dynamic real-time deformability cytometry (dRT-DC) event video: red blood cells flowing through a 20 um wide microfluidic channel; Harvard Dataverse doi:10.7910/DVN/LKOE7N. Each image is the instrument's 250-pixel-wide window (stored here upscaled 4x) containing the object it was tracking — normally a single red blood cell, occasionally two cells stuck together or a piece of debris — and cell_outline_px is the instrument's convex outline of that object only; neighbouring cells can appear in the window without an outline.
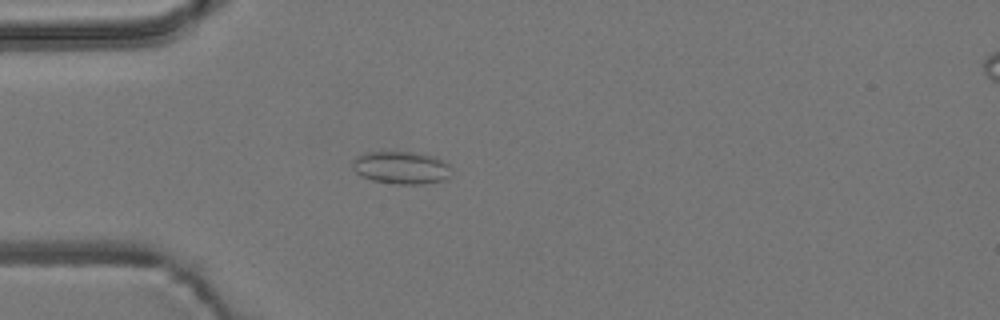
{"species": "common noctule bat (a hibernating species)", "species_latin": "Nyctalus noctula", "temperature_condition": "room temperature", "stored_images_in_passage": 5, "camera_frame_rate_fps": 3000, "um_per_image_px": 0.085, "animal": {"sex": "male", "body_mass_g": 19.2, "forearm_length_mm": 51.8}, "frame": {"image": 1, "passage_image": 5, "time_ms": 1.333, "image_size_px": [1000, 320], "cell_outline_px": [[452, 168], [448, 176], [444, 180], [424, 184], [396, 184], [372, 180], [356, 172], [352, 168], [352, 160], [356, 156], [364, 152], [412, 152], [436, 156], [444, 160]], "centroid_in_image_um": [34.11, 14.24], "position_along_channel_um": 50.9, "area_um2": 18.96}}